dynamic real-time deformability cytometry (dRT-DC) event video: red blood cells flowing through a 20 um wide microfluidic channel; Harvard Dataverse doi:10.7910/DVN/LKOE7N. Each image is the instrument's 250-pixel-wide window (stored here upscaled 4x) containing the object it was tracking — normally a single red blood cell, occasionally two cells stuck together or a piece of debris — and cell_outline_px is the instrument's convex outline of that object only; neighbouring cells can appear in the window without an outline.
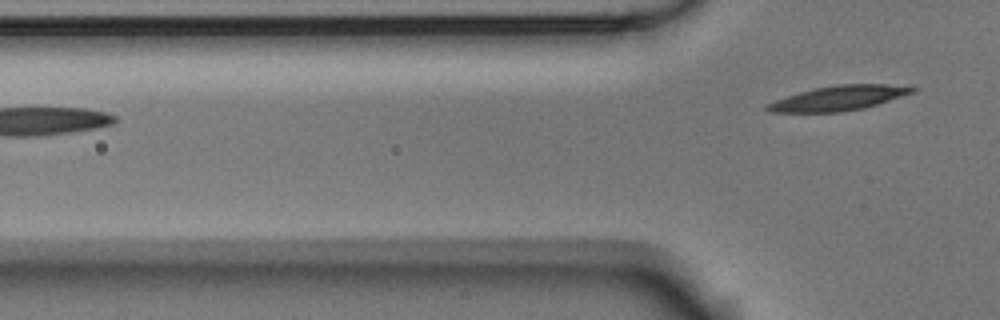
{"species": "Egyptian fruit bat (a non-hibernating species)", "species_latin": "Rousettus aegyptiacus", "temperature_condition": "room temperature", "stored_images_in_passage": 4, "camera_frame_rate_fps": 3000, "um_per_image_px": 0.085, "animal": {"sex": "male"}, "frame": {"image": 1, "passage_image": 4, "time_ms": 1.0, "image_size_px": [1000, 320], "cell_outline_px": [[920, 88], [916, 92], [864, 108], [840, 112], [772, 112], [764, 108], [764, 104], [800, 92], [816, 88], [840, 84], [912, 84]], "centroid_in_image_um": [71.42, 8.32], "position_along_channel_um": 54.4, "area_um2": 21.15}}